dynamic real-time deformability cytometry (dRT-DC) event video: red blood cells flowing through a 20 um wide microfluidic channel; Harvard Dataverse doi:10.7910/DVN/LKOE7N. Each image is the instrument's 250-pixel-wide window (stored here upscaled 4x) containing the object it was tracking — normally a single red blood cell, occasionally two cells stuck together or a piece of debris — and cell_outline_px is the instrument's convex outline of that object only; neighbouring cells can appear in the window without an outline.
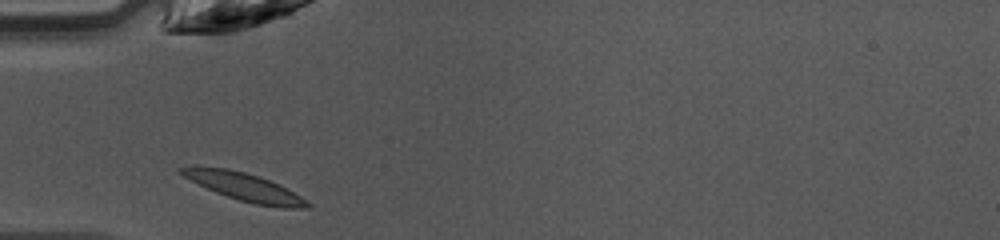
{"species": "common noctule bat (a hibernating species)", "species_latin": "Nyctalus noctula", "temperature_condition": "warm", "stored_images_in_passage": 26, "camera_frame_rate_fps": 3000, "um_per_image_px": 0.085, "animal": {"sex": "female", "body_mass_g": 10.0, "forearm_length_mm": 53.1}, "frame": {"image": 1, "passage_image": 1, "time_ms": 0.0, "image_size_px": [1000, 240], "cell_outline_px": [[312, 204], [308, 208], [284, 208], [256, 204], [240, 200], [216, 192], [176, 172], [176, 168], [188, 164], [228, 168], [244, 172], [268, 180], [308, 200]], "centroid_in_image_um": [20.67, 15.85], "position_along_channel_um": 64.3, "area_um2": 20.35}}
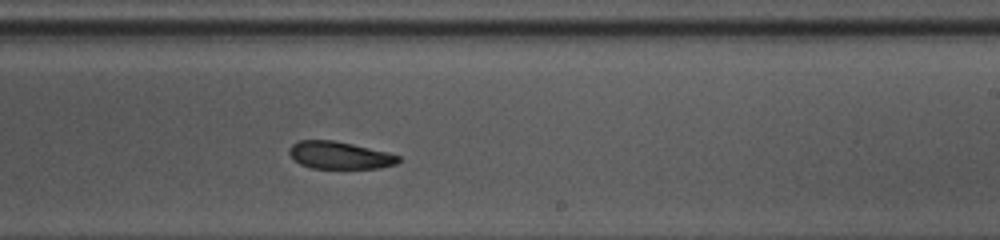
{"frame": {"image": 2, "passage_image": 15, "time_ms": 4.667, "image_size_px": [1000, 240], "cell_outline_px": [[400, 160], [396, 164], [380, 168], [312, 168], [300, 164], [288, 152], [288, 148], [292, 144], [300, 140], [332, 140], [352, 144], [388, 152], [400, 156]], "centroid_in_image_um": [28.87, 13.19], "position_along_channel_um": 260.1, "area_um2": 17.34}}
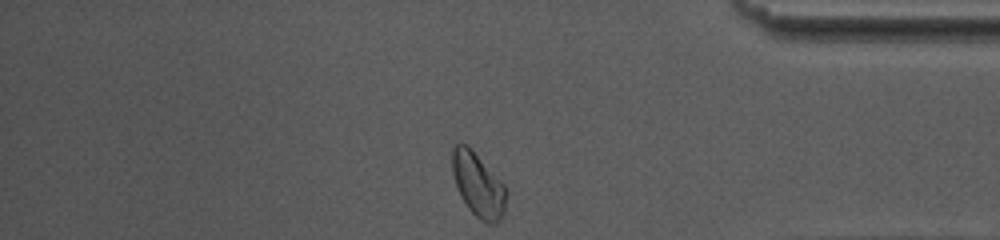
{"frame": {"image": 3, "passage_image": 26, "time_ms": 8.333, "image_size_px": [1000, 240], "cell_outline_px": [[508, 192], [504, 212], [500, 220], [496, 224], [488, 224], [480, 220], [468, 208], [460, 196], [452, 172], [452, 148], [456, 144], [464, 144], [472, 148], [508, 188]], "centroid_in_image_um": [40.67, 15.72], "position_along_channel_um": 394.5, "area_um2": 20.46}, "authors_computed_cell_mechanics": {"area_um2": 19.0451, "velocity_mm_per_s": 4.2182, "shape_relaxation_time_tau1_ms": 4.1023, "shape_relaxation_time_tau2_ms": 5.7123, "deformation_change_tau1": 0.1027, "deformation_change_tau2": 0.1107}}